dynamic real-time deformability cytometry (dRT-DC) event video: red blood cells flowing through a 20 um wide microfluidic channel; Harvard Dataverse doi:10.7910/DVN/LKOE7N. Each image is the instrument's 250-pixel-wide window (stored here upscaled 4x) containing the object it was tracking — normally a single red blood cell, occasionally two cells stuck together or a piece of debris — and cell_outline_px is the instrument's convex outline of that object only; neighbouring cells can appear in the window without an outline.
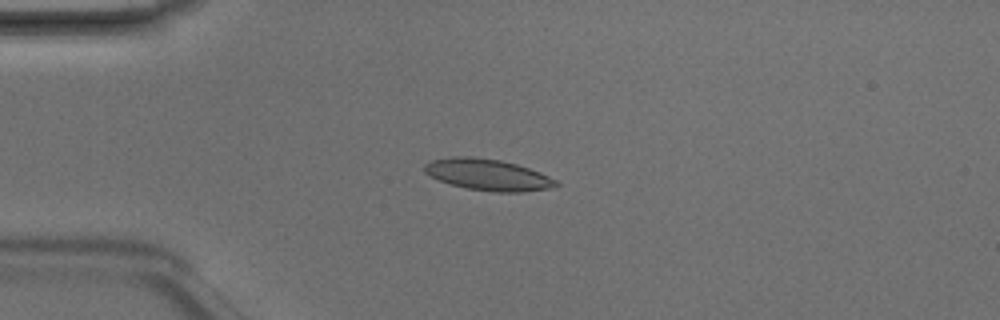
{"species": "Egyptian fruit bat (a non-hibernating species)", "species_latin": "Rousettus aegyptiacus", "temperature_condition": "room temperature", "stored_images_in_passage": 3, "camera_frame_rate_fps": 3000, "um_per_image_px": 0.085, "animal": {"sex": "male"}, "frame": {"image": 1, "passage_image": 3, "time_ms": 0.667, "image_size_px": [1000, 320], "cell_outline_px": [[560, 184], [552, 188], [520, 192], [492, 192], [468, 188], [452, 184], [440, 180], [424, 172], [424, 164], [432, 160], [452, 156], [472, 156], [500, 160], [516, 164], [540, 172], [556, 180]], "centroid_in_image_um": [41.48, 14.84], "position_along_channel_um": 43.5, "area_um2": 23.93}}